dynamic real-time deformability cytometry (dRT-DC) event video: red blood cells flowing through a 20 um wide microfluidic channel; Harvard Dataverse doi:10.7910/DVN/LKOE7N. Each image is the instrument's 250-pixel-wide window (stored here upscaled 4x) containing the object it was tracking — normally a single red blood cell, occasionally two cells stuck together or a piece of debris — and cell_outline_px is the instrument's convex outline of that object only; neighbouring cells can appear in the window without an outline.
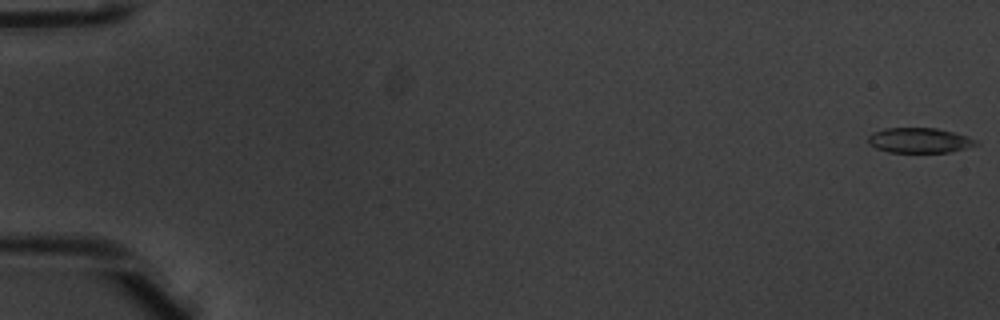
{"species": "common noctule bat (a hibernating species)", "species_latin": "Nyctalus noctula", "temperature_condition": "warm", "stored_images_in_passage": 7, "camera_frame_rate_fps": 3000, "um_per_image_px": 0.085, "animal": {"sex": "male", "body_mass_g": 20.1, "forearm_length_mm": 53.5}, "frame": {"image": 1, "passage_image": 1, "time_ms": 0.0, "image_size_px": [1000, 320], "cell_outline_px": [[980, 144], [948, 152], [888, 152], [876, 148], [868, 144], [868, 136], [872, 132], [884, 128], [936, 128], [968, 136], [976, 140]], "centroid_in_image_um": [78.11, 11.92], "position_along_channel_um": 6.9, "area_um2": 15.72}}